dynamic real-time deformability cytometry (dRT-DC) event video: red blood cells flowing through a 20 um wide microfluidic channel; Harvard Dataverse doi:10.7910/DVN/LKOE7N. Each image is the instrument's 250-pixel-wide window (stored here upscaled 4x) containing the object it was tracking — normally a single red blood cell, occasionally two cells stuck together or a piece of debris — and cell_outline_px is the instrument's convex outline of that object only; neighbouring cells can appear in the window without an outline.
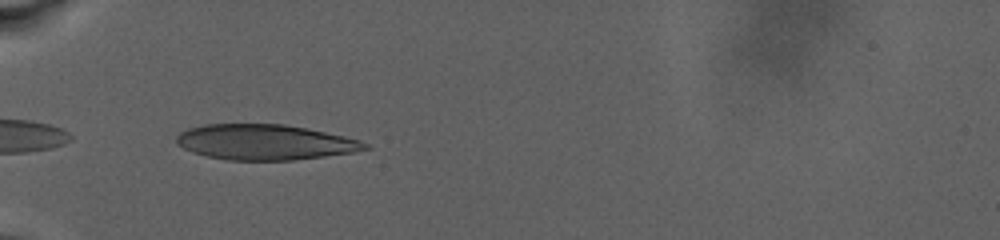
{"species": "human", "species_latin": "Homo sapiens", "temperature_condition": "warm", "stored_images_in_passage": 21, "camera_frame_rate_fps": 3000, "um_per_image_px": 0.085, "donor": {"sex": "male"}, "frame": {"image": 1, "passage_image": 1, "time_ms": 0.0, "image_size_px": [1000, 240], "cell_outline_px": [[372, 148], [352, 152], [324, 156], [292, 160], [228, 160], [208, 156], [192, 152], [176, 144], [176, 136], [180, 132], [188, 128], [204, 124], [284, 124], [308, 128], [344, 136], [360, 140], [368, 144]], "centroid_in_image_um": [22.51, 12.08], "position_along_channel_um": 62.5, "area_um2": 38.9}}
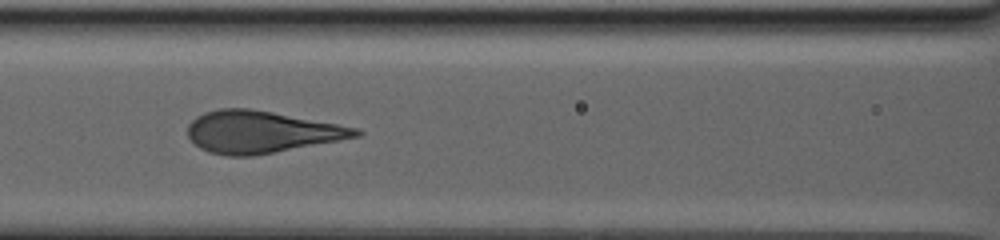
{"frame": {"image": 2, "passage_image": 12, "time_ms": 3.667, "image_size_px": [1000, 240], "cell_outline_px": [[364, 132], [360, 136], [252, 156], [228, 156], [208, 152], [200, 148], [188, 136], [188, 124], [196, 116], [204, 112], [220, 108], [248, 108], [272, 112], [336, 124], [356, 128]], "centroid_in_image_um": [22.14, 11.21], "position_along_channel_um": 144.5, "area_um2": 40.63}}
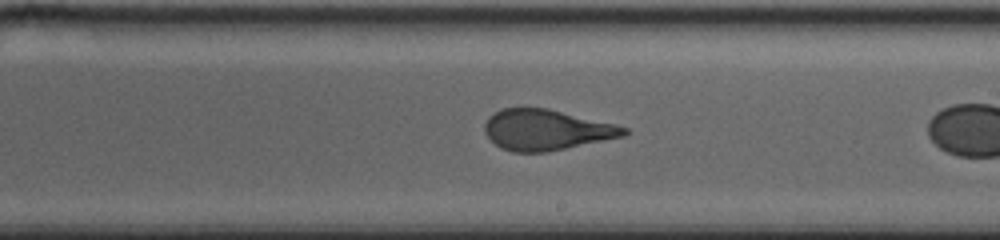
{"frame": {"image": 3, "passage_image": 20, "time_ms": 6.0, "image_size_px": [1000, 240], "cell_outline_px": [[628, 132], [624, 136], [548, 152], [512, 152], [500, 148], [484, 132], [484, 124], [488, 116], [504, 108], [548, 108], [616, 124], [628, 128]], "centroid_in_image_um": [46.43, 11.04], "position_along_channel_um": 242.6, "area_um2": 33.0}}